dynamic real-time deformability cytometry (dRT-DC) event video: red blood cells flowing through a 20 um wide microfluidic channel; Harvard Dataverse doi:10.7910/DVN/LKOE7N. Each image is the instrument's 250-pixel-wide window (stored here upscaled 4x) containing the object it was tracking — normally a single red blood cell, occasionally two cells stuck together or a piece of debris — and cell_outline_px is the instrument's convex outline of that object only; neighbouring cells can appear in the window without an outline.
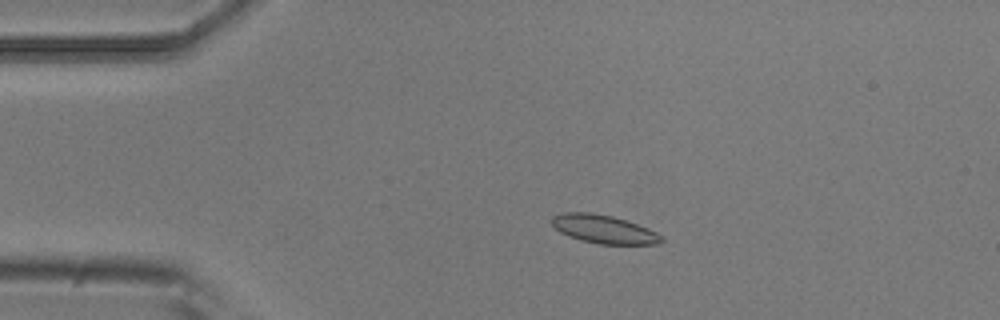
{"species": "common noctule bat (a hibernating species)", "species_latin": "Nyctalus noctula", "temperature_condition": "room temperature", "stored_images_in_passage": 4, "camera_frame_rate_fps": 3000, "um_per_image_px": 0.085, "animal": {"sex": "male", "body_mass_g": 20.5, "forearm_length_mm": 52.5}, "frame": {"image": 1, "passage_image": 3, "time_ms": 0.667, "image_size_px": [1000, 320], "cell_outline_px": [[664, 240], [660, 244], [600, 244], [580, 240], [568, 236], [560, 232], [552, 224], [552, 216], [560, 212], [592, 212], [612, 216], [648, 228], [664, 236]], "centroid_in_image_um": [51.32, 19.48], "position_along_channel_um": 33.7, "area_um2": 18.21}}